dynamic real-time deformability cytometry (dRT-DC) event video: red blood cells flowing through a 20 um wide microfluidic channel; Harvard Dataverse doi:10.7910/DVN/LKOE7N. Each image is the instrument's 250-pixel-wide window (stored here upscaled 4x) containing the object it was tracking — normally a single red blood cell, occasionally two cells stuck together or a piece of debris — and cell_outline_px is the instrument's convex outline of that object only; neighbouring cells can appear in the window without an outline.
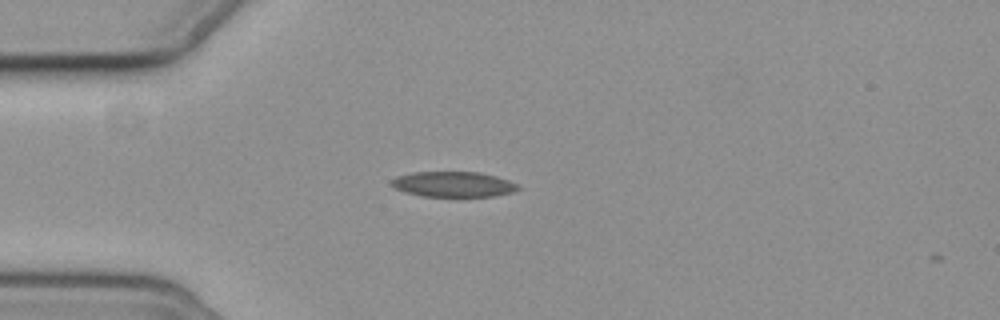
{"species": "common noctule bat (a hibernating species)", "species_latin": "Nyctalus noctula", "temperature_condition": "cold", "stored_images_in_passage": 6, "camera_frame_rate_fps": 3000, "um_per_image_px": 0.085, "animal": {"sex": "female", "body_mass_g": 19.3, "forearm_length_mm": 54.1}, "frame": {"image": 1, "passage_image": 1, "time_ms": 0.0, "image_size_px": [1000, 320], "cell_outline_px": [[520, 188], [512, 192], [492, 196], [424, 196], [404, 192], [396, 188], [392, 184], [392, 180], [396, 176], [412, 172], [480, 172], [496, 176], [520, 184]], "centroid_in_image_um": [38.56, 15.65], "position_along_channel_um": 46.4, "area_um2": 18.61}}
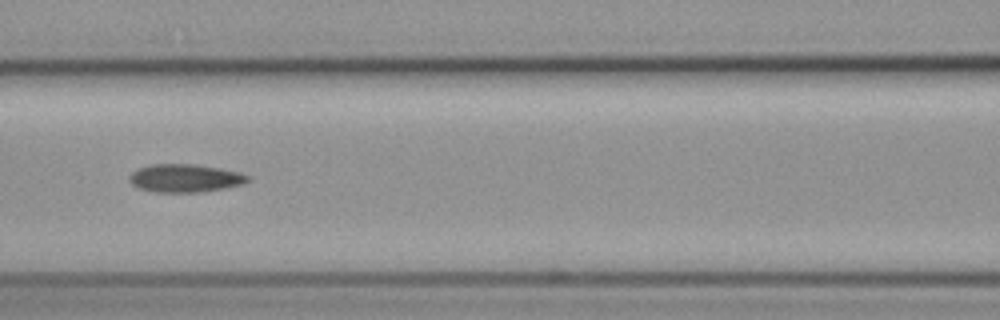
{"frame": {"image": 2, "passage_image": 4, "time_ms": 3.333, "image_size_px": [1000, 320], "cell_outline_px": [[248, 180], [244, 184], [224, 188], [200, 192], [156, 192], [140, 188], [132, 184], [128, 180], [128, 176], [132, 172], [140, 168], [152, 164], [192, 164], [220, 168], [240, 172], [248, 176]], "centroid_in_image_um": [15.72, 15.14], "position_along_channel_um": 150.9, "area_um2": 19.25}}
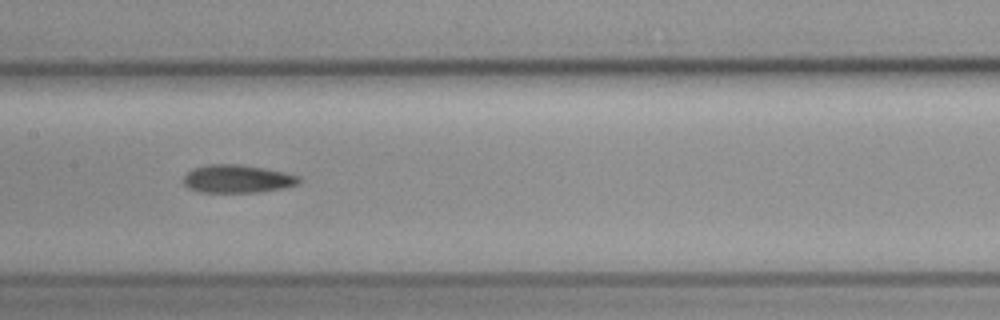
{"frame": {"image": 3, "passage_image": 5, "time_ms": 4.333, "image_size_px": [1000, 320], "cell_outline_px": [[300, 184], [284, 188], [260, 192], [200, 192], [188, 188], [184, 184], [184, 176], [192, 168], [208, 164], [236, 164], [264, 168], [284, 172], [300, 176]], "centroid_in_image_um": [20.19, 15.2], "position_along_channel_um": 187.2, "area_um2": 18.96}}